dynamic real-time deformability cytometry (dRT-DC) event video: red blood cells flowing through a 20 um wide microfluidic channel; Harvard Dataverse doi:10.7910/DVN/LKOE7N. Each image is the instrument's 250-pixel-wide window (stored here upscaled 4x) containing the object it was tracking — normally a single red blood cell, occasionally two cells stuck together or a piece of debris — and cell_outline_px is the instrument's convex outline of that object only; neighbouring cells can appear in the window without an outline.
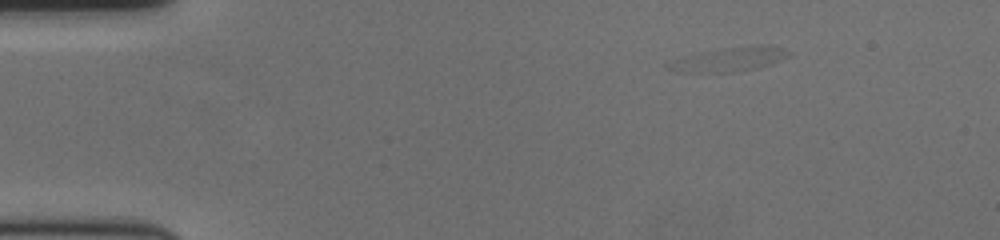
{"species": "human", "species_latin": "Homo sapiens", "temperature_condition": "cold", "stored_images_in_passage": 16, "camera_frame_rate_fps": 3000, "um_per_image_px": 0.085, "donor": {"sex": "female"}, "frame": {"image": 1, "passage_image": 5, "time_ms": 1.333, "image_size_px": [1000, 240], "cell_outline_px": [[792, 52], [788, 56], [772, 64], [756, 68], [732, 72], [680, 72], [664, 68], [664, 64], [672, 60], [696, 52], [760, 44], [772, 44]], "centroid_in_image_um": [61.97, 5.03], "position_along_channel_um": 23.0, "area_um2": 17.17}}
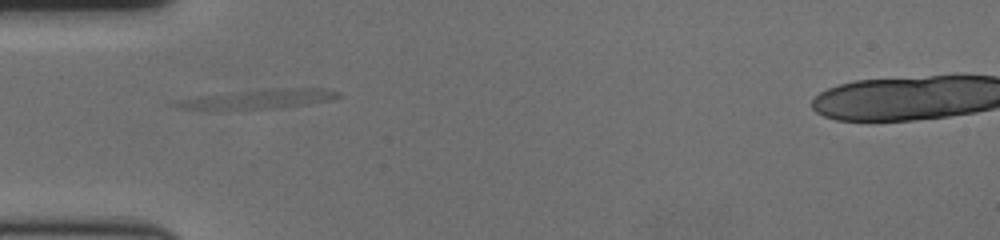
{"frame": {"image": 2, "passage_image": 16, "time_ms": 5.0, "image_size_px": [1000, 240], "cell_outline_px": [[340, 96], [332, 100], [308, 104], [272, 108], [176, 108], [172, 104], [180, 100], [196, 96], [228, 92], [288, 88], [324, 88], [340, 92]], "centroid_in_image_um": [22.08, 8.39], "position_along_channel_um": 62.9, "area_um2": 17.63}}